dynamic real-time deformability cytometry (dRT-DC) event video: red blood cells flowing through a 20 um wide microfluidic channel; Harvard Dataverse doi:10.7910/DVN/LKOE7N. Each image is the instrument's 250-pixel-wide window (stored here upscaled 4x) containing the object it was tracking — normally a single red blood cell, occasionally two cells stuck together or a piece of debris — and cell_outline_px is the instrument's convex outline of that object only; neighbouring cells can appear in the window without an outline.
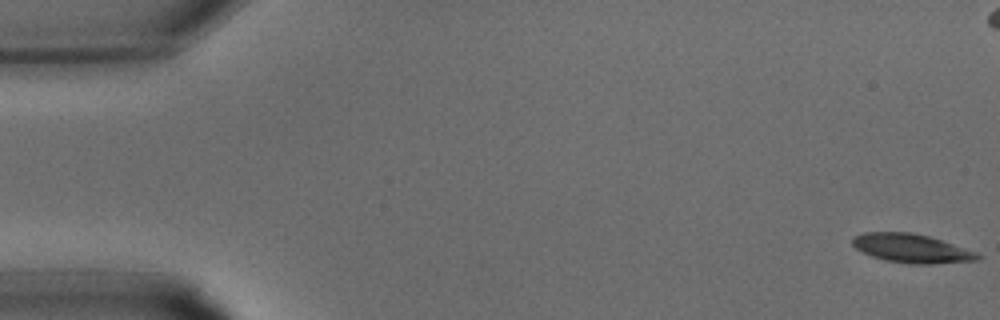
{"species": "common noctule bat (a hibernating species)", "species_latin": "Nyctalus noctula", "temperature_condition": "warm", "stored_images_in_passage": 24, "camera_frame_rate_fps": 3000, "um_per_image_px": 0.085, "animal": {"sex": "male", "body_mass_g": 15.6}, "frame": {"image": 1, "passage_image": 1, "time_ms": 0.0, "image_size_px": [1000, 320], "cell_outline_px": [[984, 256], [980, 260], [932, 264], [912, 264], [888, 260], [872, 256], [856, 248], [852, 244], [852, 236], [864, 232], [912, 232], [928, 236], [976, 252]], "centroid_in_image_um": [77.49, 21.11], "position_along_channel_um": 7.5, "area_um2": 20.87}}
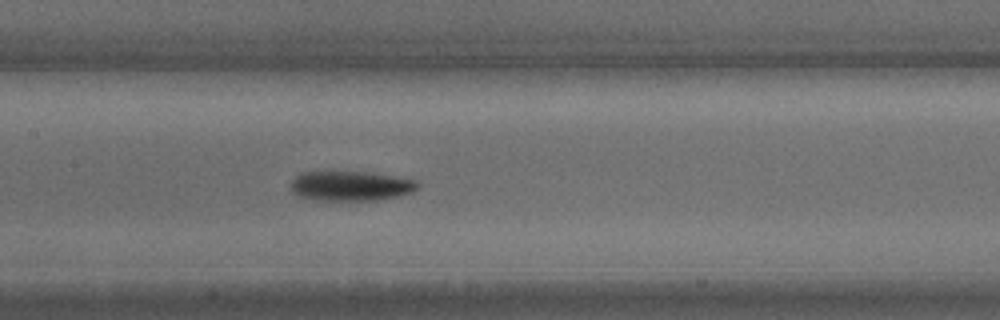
{"frame": {"image": 2, "passage_image": 16, "time_ms": 5.0, "image_size_px": [1000, 320], "cell_outline_px": [[420, 184], [412, 192], [396, 196], [376, 200], [312, 200], [296, 196], [292, 192], [292, 180], [300, 172], [364, 172], [392, 176], [416, 180]], "centroid_in_image_um": [29.76, 15.81], "position_along_channel_um": 177.6, "area_um2": 21.85}}
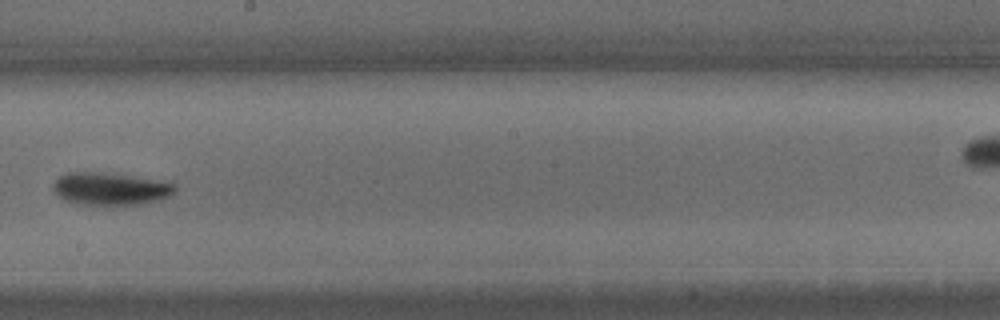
{"frame": {"image": 3, "passage_image": 19, "time_ms": 6.0, "image_size_px": [1000, 320], "cell_outline_px": [[176, 192], [160, 200], [140, 204], [76, 204], [60, 196], [52, 188], [52, 184], [60, 176], [68, 172], [100, 172], [132, 176], [176, 184]], "centroid_in_image_um": [9.39, 16.04], "position_along_channel_um": 238.8, "area_um2": 22.72}}